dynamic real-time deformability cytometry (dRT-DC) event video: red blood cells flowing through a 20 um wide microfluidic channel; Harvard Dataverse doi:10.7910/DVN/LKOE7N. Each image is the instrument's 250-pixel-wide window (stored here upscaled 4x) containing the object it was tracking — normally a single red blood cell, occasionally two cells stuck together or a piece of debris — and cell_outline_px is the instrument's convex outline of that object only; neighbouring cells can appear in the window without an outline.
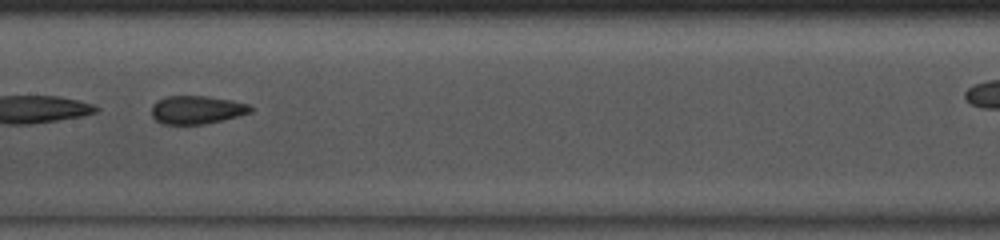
{"species": "common noctule bat (a hibernating species)", "species_latin": "Nyctalus noctula", "temperature_condition": "room temperature", "stored_images_in_passage": 43, "camera_frame_rate_fps": 3000, "um_per_image_px": 0.085, "animal": {"sex": "male", "body_mass_g": 13.0, "forearm_length_mm": 53.1}, "frame": {"image": 1, "passage_image": 25, "time_ms": 8.0, "image_size_px": [1000, 240], "cell_outline_px": [[252, 112], [224, 120], [204, 124], [164, 124], [156, 120], [152, 116], [152, 104], [156, 100], [168, 96], [208, 96], [232, 100], [248, 104], [252, 108]], "centroid_in_image_um": [16.72, 9.33], "position_along_channel_um": 190.7, "area_um2": 16.36}}